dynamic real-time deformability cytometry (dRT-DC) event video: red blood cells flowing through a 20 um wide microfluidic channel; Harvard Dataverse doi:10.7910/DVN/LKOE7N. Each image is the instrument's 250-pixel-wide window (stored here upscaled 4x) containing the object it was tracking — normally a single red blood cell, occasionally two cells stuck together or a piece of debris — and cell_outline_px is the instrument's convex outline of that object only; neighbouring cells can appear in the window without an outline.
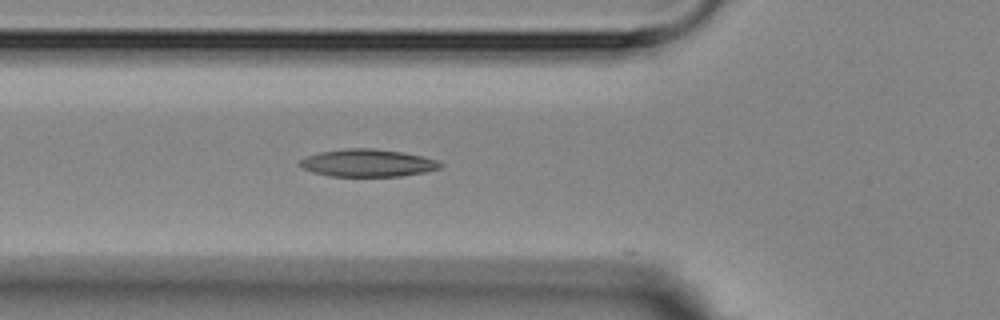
{"species": "Egyptian fruit bat (a non-hibernating species)", "species_latin": "Rousettus aegyptiacus", "temperature_condition": "room temperature", "stored_images_in_passage": 4, "camera_frame_rate_fps": 3000, "um_per_image_px": 0.085, "animal": {"sex": "female"}, "frame": {"image": 1, "passage_image": 4, "time_ms": 3.333, "image_size_px": [1000, 320], "cell_outline_px": [[444, 164], [440, 168], [424, 172], [400, 176], [328, 176], [312, 172], [304, 168], [300, 164], [300, 160], [308, 156], [320, 152], [344, 148], [372, 148], [404, 152], [436, 160]], "centroid_in_image_um": [31.26, 13.85], "position_along_channel_um": 94.5, "area_um2": 22.37}}